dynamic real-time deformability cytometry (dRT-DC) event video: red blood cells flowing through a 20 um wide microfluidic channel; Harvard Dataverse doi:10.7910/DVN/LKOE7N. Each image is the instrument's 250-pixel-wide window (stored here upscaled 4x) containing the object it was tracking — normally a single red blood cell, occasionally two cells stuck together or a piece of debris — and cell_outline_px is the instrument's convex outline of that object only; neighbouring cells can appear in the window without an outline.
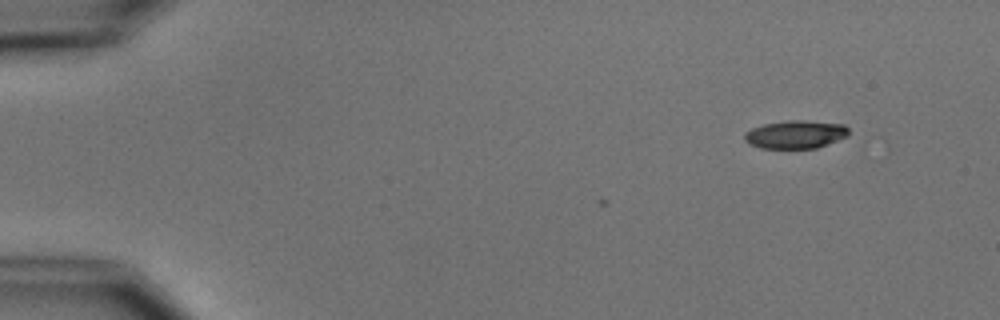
{"species": "common noctule bat (a hibernating species)", "species_latin": "Nyctalus noctula", "temperature_condition": "cold", "stored_images_in_passage": 3, "camera_frame_rate_fps": 3000, "um_per_image_px": 0.085, "animal": {"sex": "male", "body_mass_g": 15.6}, "frame": {"image": 1, "passage_image": 3, "time_ms": 2.333, "image_size_px": [1000, 320], "cell_outline_px": [[848, 136], [816, 148], [760, 148], [748, 144], [744, 140], [744, 132], [752, 128], [764, 124], [788, 120], [804, 120], [844, 124], [848, 128]], "centroid_in_image_um": [67.59, 11.42], "position_along_channel_um": 17.4, "area_um2": 17.11}}